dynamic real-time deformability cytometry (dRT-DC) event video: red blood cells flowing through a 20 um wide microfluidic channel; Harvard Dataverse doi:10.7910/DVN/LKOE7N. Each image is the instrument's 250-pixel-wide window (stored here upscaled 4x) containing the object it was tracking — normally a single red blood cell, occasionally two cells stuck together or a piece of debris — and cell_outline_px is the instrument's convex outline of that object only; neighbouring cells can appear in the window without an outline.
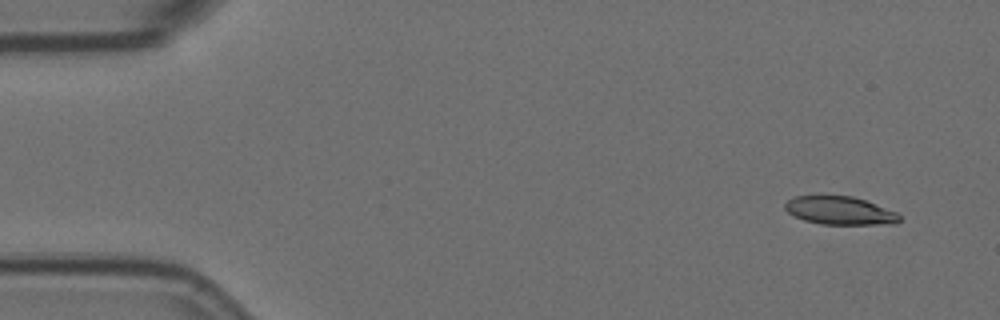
{"species": "Egyptian fruit bat (a non-hibernating species)", "species_latin": "Rousettus aegyptiacus", "temperature_condition": "room temperature", "stored_images_in_passage": 9, "camera_frame_rate_fps": 3000, "um_per_image_px": 0.085, "animal": {"sex": "female"}, "frame": {"image": 1, "passage_image": 1, "time_ms": 0.0, "image_size_px": [1000, 320], "cell_outline_px": [[900, 220], [896, 224], [820, 224], [804, 220], [788, 212], [784, 208], [784, 204], [792, 196], [852, 196], [864, 200], [896, 212], [900, 216]], "centroid_in_image_um": [71.37, 17.9], "position_along_channel_um": 13.6, "area_um2": 18.61}}
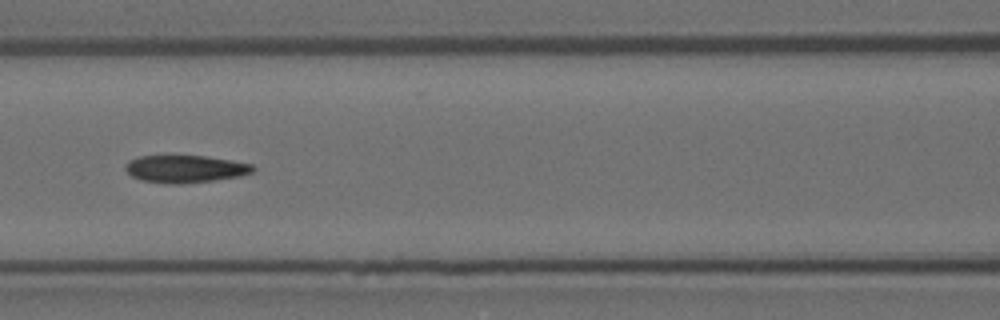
{"frame": {"image": 2, "passage_image": 7, "time_ms": 2.0, "image_size_px": [1000, 320], "cell_outline_px": [[256, 168], [252, 172], [240, 176], [212, 180], [180, 184], [168, 184], [140, 180], [132, 176], [124, 168], [124, 164], [128, 160], [140, 156], [204, 156], [252, 164]], "centroid_in_image_um": [15.7, 14.36], "position_along_channel_um": 150.9, "area_um2": 20.29}}
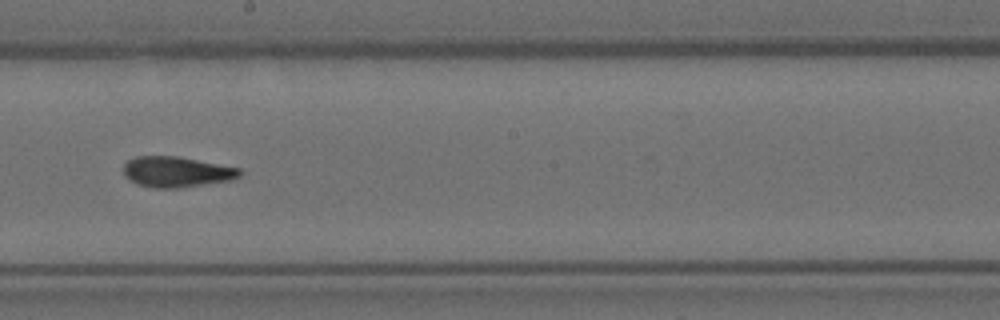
{"frame": {"image": 3, "passage_image": 9, "time_ms": 2.667, "image_size_px": [1000, 320], "cell_outline_px": [[244, 172], [240, 176], [232, 180], [180, 188], [156, 188], [136, 184], [128, 180], [124, 176], [124, 164], [128, 160], [136, 156], [176, 156], [240, 168]], "centroid_in_image_um": [15.0, 14.62], "position_along_channel_um": 233.2, "area_um2": 20.87}}